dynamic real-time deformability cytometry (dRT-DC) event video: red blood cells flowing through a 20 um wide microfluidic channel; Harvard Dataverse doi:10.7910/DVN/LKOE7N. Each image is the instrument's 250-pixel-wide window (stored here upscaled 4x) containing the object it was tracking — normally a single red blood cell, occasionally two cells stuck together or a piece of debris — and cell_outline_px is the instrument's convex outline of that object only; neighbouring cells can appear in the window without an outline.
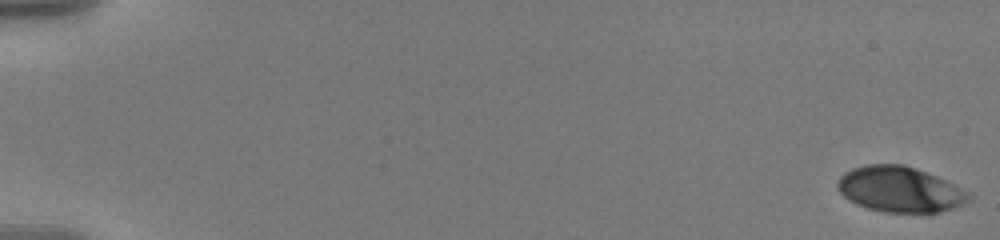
{"species": "human", "species_latin": "Homo sapiens", "temperature_condition": "warm", "stored_images_in_passage": 58, "camera_frame_rate_fps": 3000, "um_per_image_px": 0.085, "donor": {"sex": "male"}, "frame": {"image": 1, "passage_image": 1, "time_ms": 0.0, "image_size_px": [1000, 240], "cell_outline_px": [[972, 196], [968, 200], [952, 208], [940, 212], [884, 212], [868, 208], [856, 204], [848, 200], [836, 188], [836, 184], [840, 176], [844, 172], [852, 168], [868, 164], [904, 164], [936, 176], [956, 184], [968, 192]], "centroid_in_image_um": [76.45, 16.09], "position_along_channel_um": 8.5, "area_um2": 34.8}}
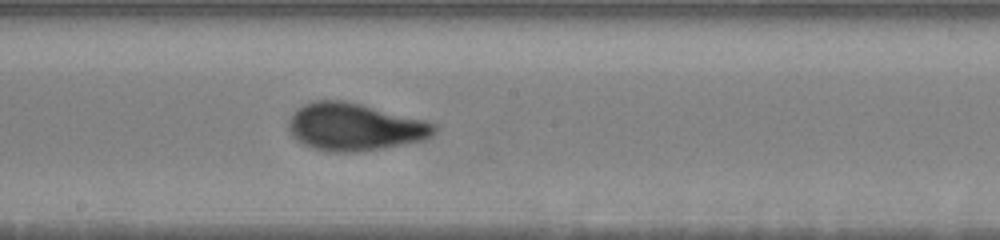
{"frame": {"image": 2, "passage_image": 34, "time_ms": 11.0, "image_size_px": [1000, 240], "cell_outline_px": [[436, 132], [432, 136], [420, 140], [384, 148], [356, 152], [328, 152], [304, 144], [296, 140], [292, 136], [288, 128], [288, 120], [292, 112], [296, 108], [304, 104], [316, 100], [344, 100], [424, 120], [436, 124]], "centroid_in_image_um": [30.09, 10.78], "position_along_channel_um": 218.1, "area_um2": 40.17}}
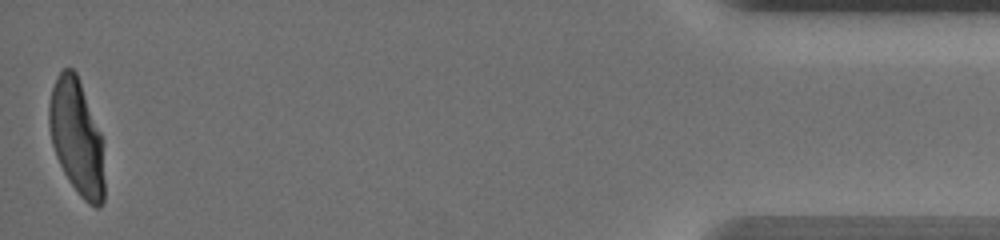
{"frame": {"image": 3, "passage_image": 58, "time_ms": 19.0, "image_size_px": [1000, 240], "cell_outline_px": [[104, 200], [100, 208], [96, 208], [88, 204], [80, 196], [68, 180], [56, 156], [52, 144], [48, 128], [48, 104], [52, 88], [56, 76], [64, 68], [72, 68], [76, 72], [100, 132], [104, 180]], "centroid_in_image_um": [6.49, 11.68], "position_along_channel_um": 428.7, "area_um2": 37.05}, "authors_computed_cell_mechanics": {"area_um2": 37.6278, "velocity_mm_per_s": 3.5727, "shape_relaxation_time_tau1_ms": 3.9039, "shape_relaxation_time_tau2_ms": 0.7531, "deformation_change_tau1": 0.1942, "deformation_change_tau2": 0.0609}}